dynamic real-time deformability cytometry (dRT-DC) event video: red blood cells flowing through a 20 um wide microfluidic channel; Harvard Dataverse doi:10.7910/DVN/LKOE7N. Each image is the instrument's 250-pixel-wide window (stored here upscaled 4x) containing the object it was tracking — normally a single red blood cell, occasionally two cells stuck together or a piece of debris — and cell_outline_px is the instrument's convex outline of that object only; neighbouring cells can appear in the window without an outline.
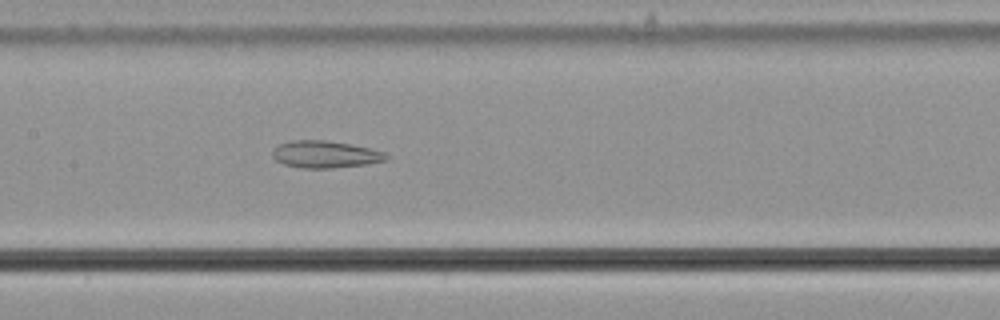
{"species": "common noctule bat (a hibernating species)", "species_latin": "Nyctalus noctula", "temperature_condition": "cold", "stored_images_in_passage": 55, "camera_frame_rate_fps": 3000, "um_per_image_px": 0.085, "animal": {"sex": "male", "body_mass_g": 21.5, "forearm_length_mm": 52.0}, "frame": {"image": 1, "passage_image": 27, "time_ms": 8.667, "image_size_px": [1000, 320], "cell_outline_px": [[388, 160], [368, 164], [332, 168], [300, 168], [284, 164], [276, 160], [272, 156], [272, 152], [280, 144], [288, 140], [324, 140], [348, 144], [368, 148], [384, 152], [388, 156]], "centroid_in_image_um": [27.63, 13.13], "position_along_channel_um": 179.8, "area_um2": 17.86}}
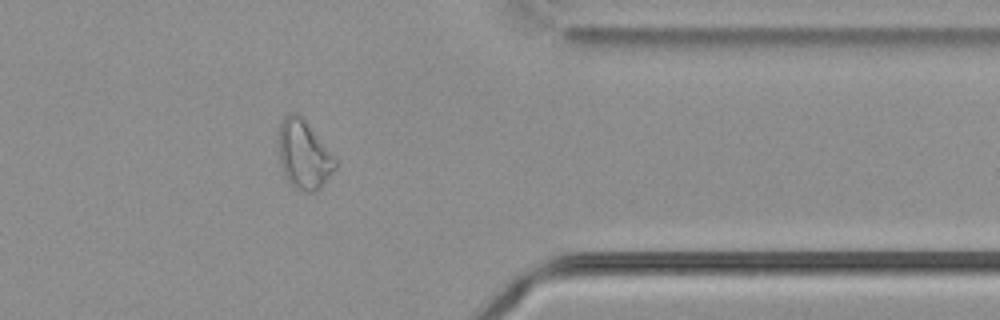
{"frame": {"image": 2, "passage_image": 45, "time_ms": 14.667, "image_size_px": [1000, 320], "cell_outline_px": [[336, 168], [320, 188], [316, 192], [308, 192], [292, 184], [284, 176], [280, 164], [276, 144], [280, 124], [284, 116], [288, 112], [296, 112], [304, 120], [336, 160]], "centroid_in_image_um": [25.76, 13.13], "position_along_channel_um": 385.6, "area_um2": 22.48}}
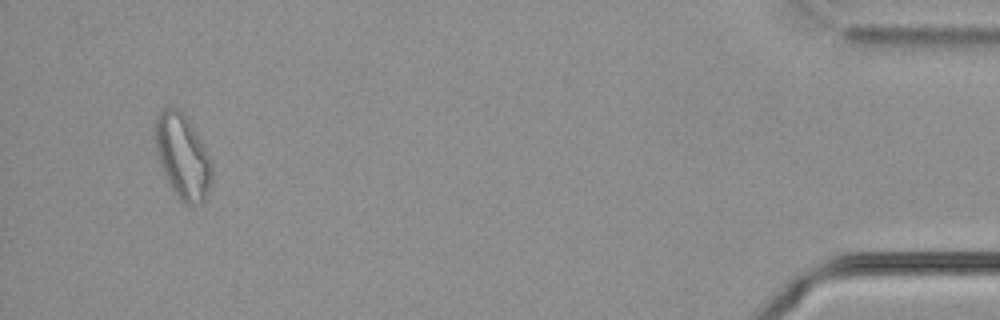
{"frame": {"image": 3, "passage_image": 53, "time_ms": 17.333, "image_size_px": [1000, 320], "cell_outline_px": [[212, 180], [204, 200], [200, 204], [184, 204], [180, 200], [172, 188], [160, 164], [156, 152], [152, 132], [156, 120], [160, 112], [164, 108], [180, 108], [196, 132], [212, 160]], "centroid_in_image_um": [15.51, 13.28], "position_along_channel_um": 419.7, "area_um2": 27.98}, "authors_computed_cell_mechanics": {"area_um2": 23.7558, "velocity_mm_per_s": 3.6668, "shape_relaxation_time_tau1_ms": null, "shape_relaxation_time_tau2_ms": 2.7728, "deformation_change_tau1": null, "deformation_change_tau2": 0.1094}}